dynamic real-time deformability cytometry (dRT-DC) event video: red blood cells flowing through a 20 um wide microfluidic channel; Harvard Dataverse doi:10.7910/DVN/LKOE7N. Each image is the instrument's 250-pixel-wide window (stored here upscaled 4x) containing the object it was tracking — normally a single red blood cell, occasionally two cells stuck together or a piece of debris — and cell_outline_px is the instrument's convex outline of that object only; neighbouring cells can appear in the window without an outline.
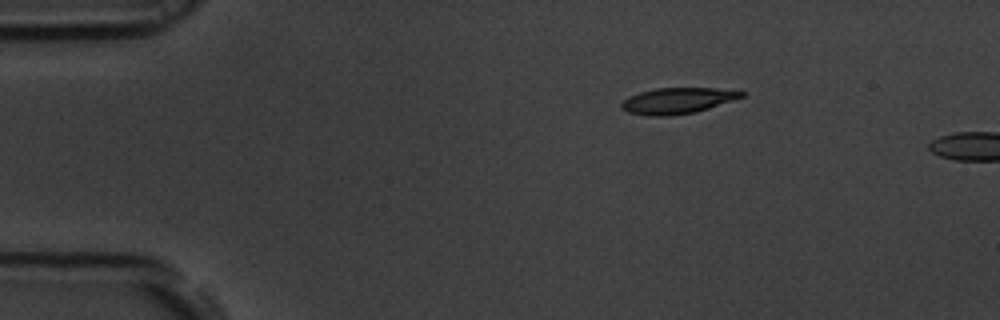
{"species": "common noctule bat (a hibernating species)", "species_latin": "Nyctalus noctula", "temperature_condition": "room temperature", "stored_images_in_passage": 4, "camera_frame_rate_fps": 3000, "um_per_image_px": 0.085, "animal": {"sex": "male", "body_mass_g": 19.5, "forearm_length_mm": 54.6}, "frame": {"image": 1, "passage_image": 1, "time_ms": 0.0, "image_size_px": [1000, 320], "cell_outline_px": [[748, 92], [744, 96], [696, 112], [668, 116], [648, 116], [628, 112], [620, 108], [620, 104], [628, 96], [640, 92], [656, 88], [716, 88]], "centroid_in_image_um": [57.56, 8.56], "position_along_channel_um": 27.4, "area_um2": 18.15}}